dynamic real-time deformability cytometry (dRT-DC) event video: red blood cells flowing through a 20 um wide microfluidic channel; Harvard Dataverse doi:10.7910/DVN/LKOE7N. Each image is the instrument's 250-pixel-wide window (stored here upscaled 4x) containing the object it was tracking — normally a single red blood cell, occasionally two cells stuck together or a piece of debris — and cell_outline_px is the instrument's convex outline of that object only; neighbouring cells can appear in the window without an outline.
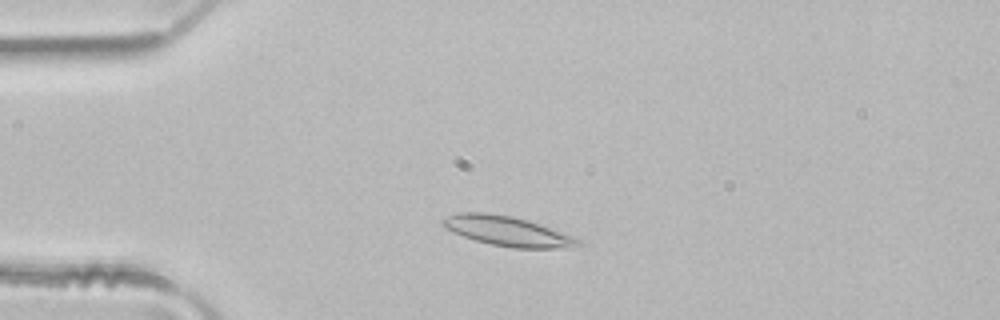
{"species": "common noctule bat (a hibernating species)", "species_latin": "Nyctalus noctula", "temperature_condition": "room temperature", "stored_images_in_passage": 44, "camera_frame_rate_fps": 3000, "um_per_image_px": 0.085, "animal": {"sex": "male", "body_mass_g": 21.5, "forearm_length_mm": 52.0}, "frame": {"image": 1, "passage_image": 7, "time_ms": 2.0, "image_size_px": [1000, 320], "cell_outline_px": [[584, 244], [572, 248], [512, 248], [492, 244], [476, 240], [452, 232], [444, 228], [440, 224], [440, 220], [456, 212], [484, 212], [512, 216], [528, 220], [580, 236]], "centroid_in_image_um": [43.24, 19.65], "position_along_channel_um": 41.8, "area_um2": 24.16}}
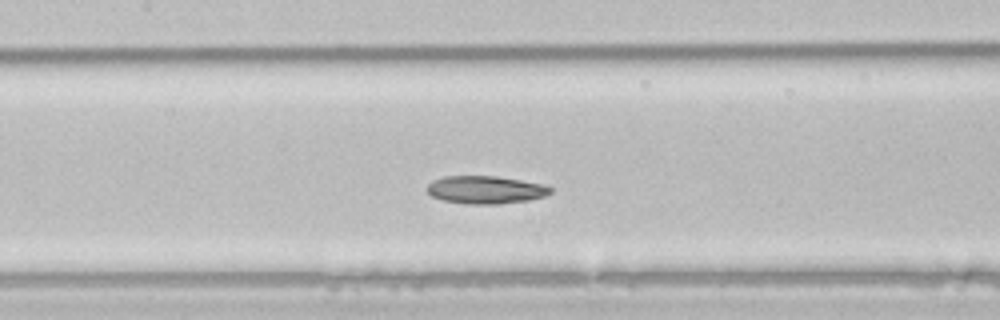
{"frame": {"image": 2, "passage_image": 18, "time_ms": 5.667, "image_size_px": [1000, 320], "cell_outline_px": [[552, 192], [544, 196], [528, 200], [500, 204], [472, 204], [444, 200], [432, 196], [424, 188], [432, 180], [444, 176], [496, 176], [520, 180], [540, 184], [552, 188]], "centroid_in_image_um": [41.23, 16.13], "position_along_channel_um": 166.2, "area_um2": 19.88}}
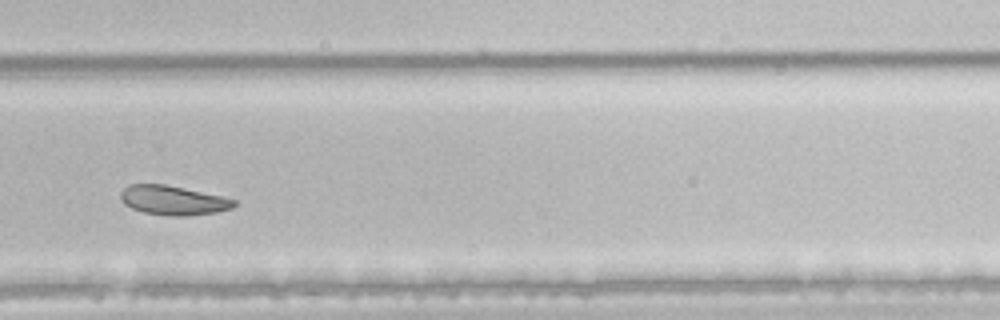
{"frame": {"image": 3, "passage_image": 29, "time_ms": 9.333, "image_size_px": [1000, 320], "cell_outline_px": [[236, 204], [232, 208], [216, 212], [184, 216], [172, 216], [144, 212], [132, 208], [124, 204], [120, 200], [120, 192], [128, 184], [164, 184], [224, 196], [236, 200]], "centroid_in_image_um": [14.71, 17.02], "position_along_channel_um": 315.1, "area_um2": 19.42}, "authors_computed_cell_mechanics": {"area_um2": 21.9351, "velocity_mm_per_s": 4.0928, "shape_relaxation_time_tau1_ms": 4.0983, "shape_relaxation_time_tau2_ms": 2.7601, "deformation_change_tau1": 0.1115, "deformation_change_tau2": 0.0684}}